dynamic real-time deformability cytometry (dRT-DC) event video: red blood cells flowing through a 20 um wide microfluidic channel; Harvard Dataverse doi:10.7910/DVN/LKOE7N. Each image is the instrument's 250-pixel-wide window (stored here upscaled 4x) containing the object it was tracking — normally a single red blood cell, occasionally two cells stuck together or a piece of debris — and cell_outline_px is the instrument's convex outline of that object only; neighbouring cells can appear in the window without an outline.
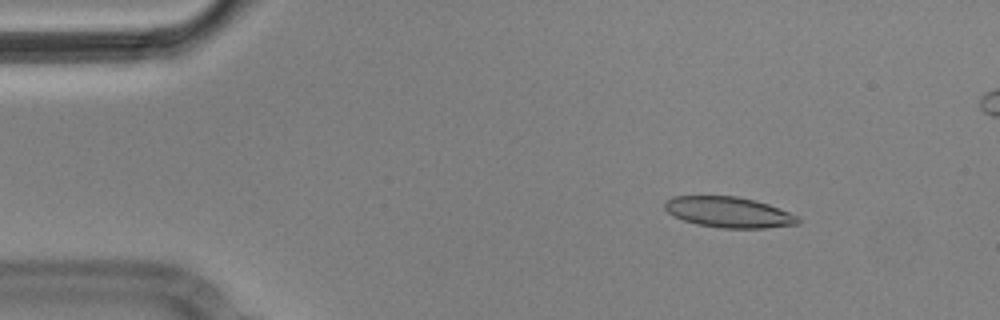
{"species": "Egyptian fruit bat (a non-hibernating species)", "species_latin": "Rousettus aegyptiacus", "temperature_condition": "cold", "stored_images_in_passage": 9, "camera_frame_rate_fps": 3000, "um_per_image_px": 0.085, "animal": {"sex": "male"}, "frame": {"image": 1, "passage_image": 3, "time_ms": 0.667, "image_size_px": [1000, 320], "cell_outline_px": [[800, 220], [796, 224], [764, 228], [720, 228], [696, 224], [684, 220], [668, 212], [664, 208], [664, 204], [672, 196], [736, 196], [756, 200], [768, 204], [788, 212], [796, 216]], "centroid_in_image_um": [61.92, 18.03], "position_along_channel_um": 23.1, "area_um2": 23.58}}
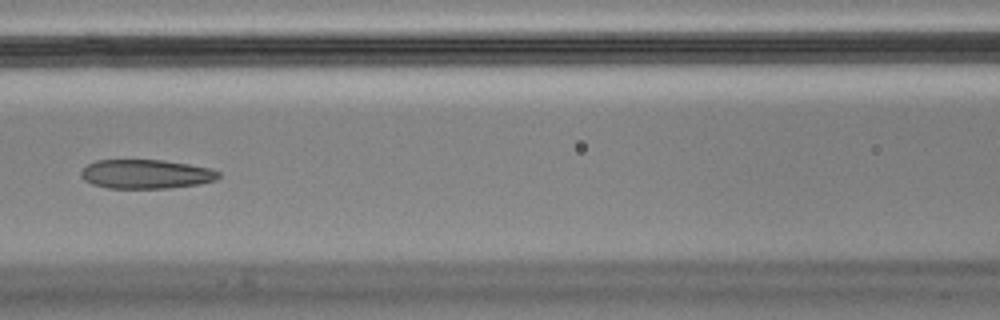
{"frame": {"image": 2, "passage_image": 8, "time_ms": 2.333, "image_size_px": [1000, 320], "cell_outline_px": [[220, 176], [216, 180], [200, 184], [168, 188], [108, 188], [92, 184], [84, 180], [80, 172], [88, 164], [96, 160], [164, 160], [212, 168], [220, 172]], "centroid_in_image_um": [12.44, 14.8], "position_along_channel_um": 154.2, "area_um2": 23.41}}
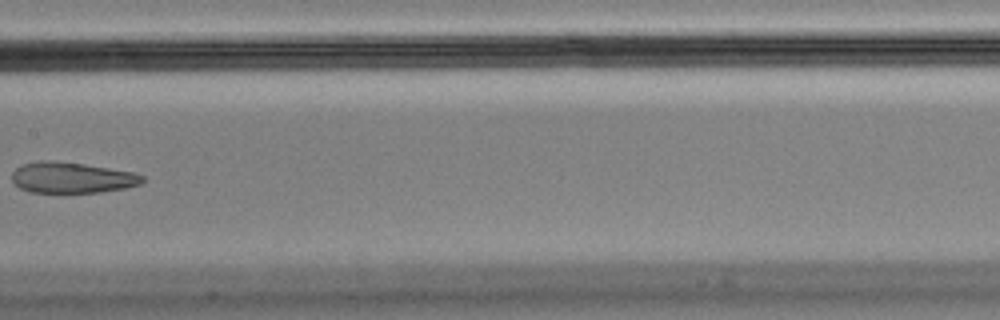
{"frame": {"image": 3, "passage_image": 9, "time_ms": 2.667, "image_size_px": [1000, 320], "cell_outline_px": [[144, 180], [140, 184], [124, 188], [100, 192], [28, 192], [20, 188], [12, 180], [12, 172], [16, 168], [24, 164], [40, 160], [52, 160], [84, 164], [132, 172], [144, 176]], "centroid_in_image_um": [6.08, 15.09], "position_along_channel_um": 201.3, "area_um2": 23.29}}